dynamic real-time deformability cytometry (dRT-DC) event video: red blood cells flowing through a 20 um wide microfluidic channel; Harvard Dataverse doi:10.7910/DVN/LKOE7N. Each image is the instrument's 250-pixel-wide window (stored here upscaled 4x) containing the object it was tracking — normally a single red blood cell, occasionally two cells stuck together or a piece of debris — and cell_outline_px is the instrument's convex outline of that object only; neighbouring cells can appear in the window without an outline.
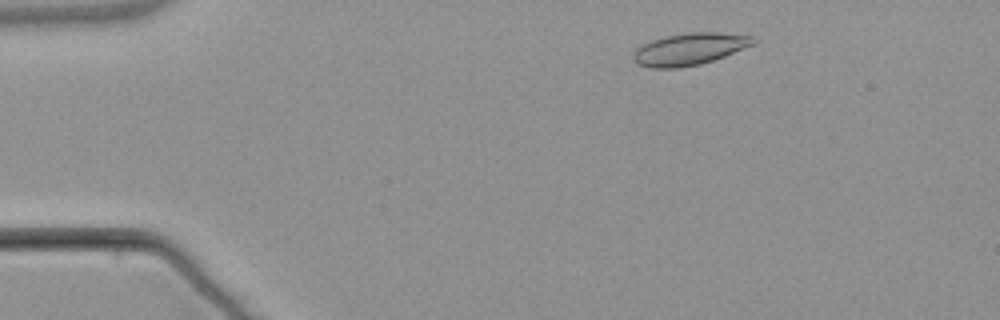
{"species": "common noctule bat (a hibernating species)", "species_latin": "Nyctalus noctula", "temperature_condition": "warm", "stored_images_in_passage": 4, "camera_frame_rate_fps": 3000, "um_per_image_px": 0.085, "animal": {"sex": "male", "body_mass_g": 21.5, "forearm_length_mm": 52.0}, "frame": {"image": 1, "passage_image": 2, "time_ms": 1.333, "image_size_px": [1000, 320], "cell_outline_px": [[760, 40], [756, 44], [724, 56], [700, 64], [676, 68], [652, 68], [636, 64], [632, 60], [632, 56], [636, 48], [640, 44], [664, 36], [688, 32], [720, 32], [756, 36]], "centroid_in_image_um": [58.63, 4.15], "position_along_channel_um": 26.4, "area_um2": 22.83}}
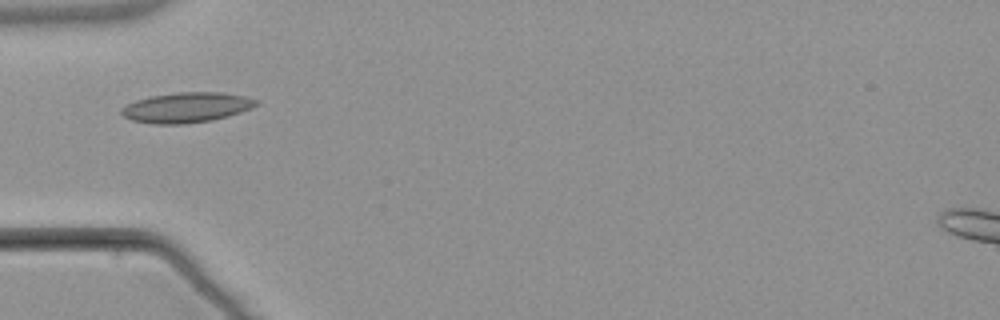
{"frame": {"image": 2, "passage_image": 4, "time_ms": 4.333, "image_size_px": [1000, 320], "cell_outline_px": [[260, 104], [252, 108], [228, 116], [212, 120], [184, 124], [152, 124], [132, 120], [124, 116], [120, 112], [120, 108], [136, 100], [148, 96], [180, 92], [220, 92], [244, 96], [260, 100]], "centroid_in_image_um": [15.87, 9.13], "position_along_channel_um": 69.1, "area_um2": 23.81}}